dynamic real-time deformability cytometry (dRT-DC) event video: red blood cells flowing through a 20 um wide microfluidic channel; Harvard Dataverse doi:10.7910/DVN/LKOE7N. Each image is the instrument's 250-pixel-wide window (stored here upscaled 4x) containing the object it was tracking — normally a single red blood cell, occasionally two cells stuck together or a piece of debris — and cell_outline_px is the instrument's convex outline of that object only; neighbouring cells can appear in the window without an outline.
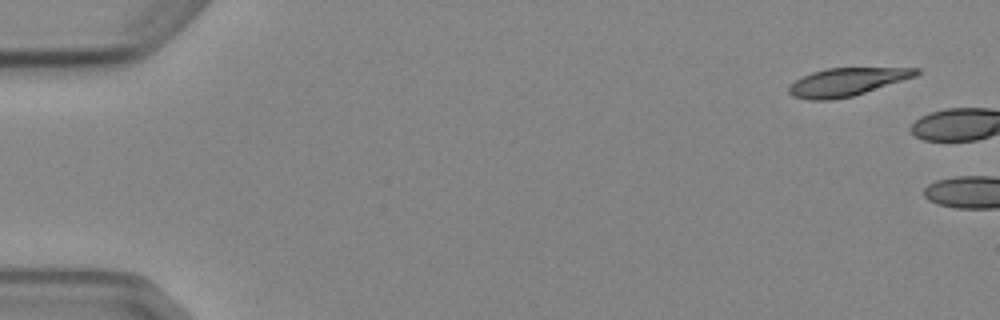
{"species": "Egyptian fruit bat (a non-hibernating species)", "species_latin": "Rousettus aegyptiacus", "temperature_condition": "cold", "stored_images_in_passage": 2, "camera_frame_rate_fps": 3000, "um_per_image_px": 0.085, "animal": {"sex": "female"}, "frame": {"image": 1, "passage_image": 1, "time_ms": 0.0, "image_size_px": [1000, 320], "cell_outline_px": [[920, 72], [916, 76], [852, 96], [832, 100], [808, 100], [792, 96], [788, 92], [788, 88], [800, 76], [812, 72], [828, 68], [920, 68]], "centroid_in_image_um": [71.94, 6.97], "position_along_channel_um": 13.1, "area_um2": 20.63}}